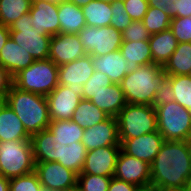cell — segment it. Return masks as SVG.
<instances>
[{
    "instance_id": "cell-6",
    "label": "cell",
    "mask_w": 191,
    "mask_h": 191,
    "mask_svg": "<svg viewBox=\"0 0 191 191\" xmlns=\"http://www.w3.org/2000/svg\"><path fill=\"white\" fill-rule=\"evenodd\" d=\"M116 119L119 139H133L158 130L154 106L127 103Z\"/></svg>"
},
{
    "instance_id": "cell-45",
    "label": "cell",
    "mask_w": 191,
    "mask_h": 191,
    "mask_svg": "<svg viewBox=\"0 0 191 191\" xmlns=\"http://www.w3.org/2000/svg\"><path fill=\"white\" fill-rule=\"evenodd\" d=\"M138 186L117 179L114 176L111 178L108 191H136Z\"/></svg>"
},
{
    "instance_id": "cell-46",
    "label": "cell",
    "mask_w": 191,
    "mask_h": 191,
    "mask_svg": "<svg viewBox=\"0 0 191 191\" xmlns=\"http://www.w3.org/2000/svg\"><path fill=\"white\" fill-rule=\"evenodd\" d=\"M175 17H191V0H176Z\"/></svg>"
},
{
    "instance_id": "cell-27",
    "label": "cell",
    "mask_w": 191,
    "mask_h": 191,
    "mask_svg": "<svg viewBox=\"0 0 191 191\" xmlns=\"http://www.w3.org/2000/svg\"><path fill=\"white\" fill-rule=\"evenodd\" d=\"M163 69L167 76L188 75L191 69V43H178Z\"/></svg>"
},
{
    "instance_id": "cell-19",
    "label": "cell",
    "mask_w": 191,
    "mask_h": 191,
    "mask_svg": "<svg viewBox=\"0 0 191 191\" xmlns=\"http://www.w3.org/2000/svg\"><path fill=\"white\" fill-rule=\"evenodd\" d=\"M30 140L35 162L62 160V152L66 143L61 142L49 129L33 134Z\"/></svg>"
},
{
    "instance_id": "cell-51",
    "label": "cell",
    "mask_w": 191,
    "mask_h": 191,
    "mask_svg": "<svg viewBox=\"0 0 191 191\" xmlns=\"http://www.w3.org/2000/svg\"><path fill=\"white\" fill-rule=\"evenodd\" d=\"M186 191H191V177L188 179L185 187Z\"/></svg>"
},
{
    "instance_id": "cell-54",
    "label": "cell",
    "mask_w": 191,
    "mask_h": 191,
    "mask_svg": "<svg viewBox=\"0 0 191 191\" xmlns=\"http://www.w3.org/2000/svg\"><path fill=\"white\" fill-rule=\"evenodd\" d=\"M101 1H104L106 3H113L115 0H101Z\"/></svg>"
},
{
    "instance_id": "cell-24",
    "label": "cell",
    "mask_w": 191,
    "mask_h": 191,
    "mask_svg": "<svg viewBox=\"0 0 191 191\" xmlns=\"http://www.w3.org/2000/svg\"><path fill=\"white\" fill-rule=\"evenodd\" d=\"M149 44L152 54V63L164 66L176 50L178 41L170 29L151 34Z\"/></svg>"
},
{
    "instance_id": "cell-32",
    "label": "cell",
    "mask_w": 191,
    "mask_h": 191,
    "mask_svg": "<svg viewBox=\"0 0 191 191\" xmlns=\"http://www.w3.org/2000/svg\"><path fill=\"white\" fill-rule=\"evenodd\" d=\"M86 153L87 150L82 141L74 142L65 146L62 152V160L56 162L79 175L85 163Z\"/></svg>"
},
{
    "instance_id": "cell-4",
    "label": "cell",
    "mask_w": 191,
    "mask_h": 191,
    "mask_svg": "<svg viewBox=\"0 0 191 191\" xmlns=\"http://www.w3.org/2000/svg\"><path fill=\"white\" fill-rule=\"evenodd\" d=\"M12 78L19 89L48 96L59 85L58 66L50 59L35 60Z\"/></svg>"
},
{
    "instance_id": "cell-22",
    "label": "cell",
    "mask_w": 191,
    "mask_h": 191,
    "mask_svg": "<svg viewBox=\"0 0 191 191\" xmlns=\"http://www.w3.org/2000/svg\"><path fill=\"white\" fill-rule=\"evenodd\" d=\"M35 60L21 46L9 37L0 52V65L13 77L20 70L27 68Z\"/></svg>"
},
{
    "instance_id": "cell-39",
    "label": "cell",
    "mask_w": 191,
    "mask_h": 191,
    "mask_svg": "<svg viewBox=\"0 0 191 191\" xmlns=\"http://www.w3.org/2000/svg\"><path fill=\"white\" fill-rule=\"evenodd\" d=\"M170 30L177 39L178 43H191V17L171 18Z\"/></svg>"
},
{
    "instance_id": "cell-48",
    "label": "cell",
    "mask_w": 191,
    "mask_h": 191,
    "mask_svg": "<svg viewBox=\"0 0 191 191\" xmlns=\"http://www.w3.org/2000/svg\"><path fill=\"white\" fill-rule=\"evenodd\" d=\"M0 191H9V179L0 174Z\"/></svg>"
},
{
    "instance_id": "cell-29",
    "label": "cell",
    "mask_w": 191,
    "mask_h": 191,
    "mask_svg": "<svg viewBox=\"0 0 191 191\" xmlns=\"http://www.w3.org/2000/svg\"><path fill=\"white\" fill-rule=\"evenodd\" d=\"M111 3L101 0H93L82 7L87 26L104 27L111 26Z\"/></svg>"
},
{
    "instance_id": "cell-12",
    "label": "cell",
    "mask_w": 191,
    "mask_h": 191,
    "mask_svg": "<svg viewBox=\"0 0 191 191\" xmlns=\"http://www.w3.org/2000/svg\"><path fill=\"white\" fill-rule=\"evenodd\" d=\"M87 53L77 34L59 33L50 39L48 59L57 66L72 62L86 56Z\"/></svg>"
},
{
    "instance_id": "cell-18",
    "label": "cell",
    "mask_w": 191,
    "mask_h": 191,
    "mask_svg": "<svg viewBox=\"0 0 191 191\" xmlns=\"http://www.w3.org/2000/svg\"><path fill=\"white\" fill-rule=\"evenodd\" d=\"M94 71L91 55L87 54L82 58L58 66L59 84L73 89L83 88Z\"/></svg>"
},
{
    "instance_id": "cell-7",
    "label": "cell",
    "mask_w": 191,
    "mask_h": 191,
    "mask_svg": "<svg viewBox=\"0 0 191 191\" xmlns=\"http://www.w3.org/2000/svg\"><path fill=\"white\" fill-rule=\"evenodd\" d=\"M158 132L165 141H191V112L176 101L155 107Z\"/></svg>"
},
{
    "instance_id": "cell-28",
    "label": "cell",
    "mask_w": 191,
    "mask_h": 191,
    "mask_svg": "<svg viewBox=\"0 0 191 191\" xmlns=\"http://www.w3.org/2000/svg\"><path fill=\"white\" fill-rule=\"evenodd\" d=\"M108 117L109 116L105 112L94 105L89 99L82 98L71 120L83 129H87L95 124L103 122Z\"/></svg>"
},
{
    "instance_id": "cell-15",
    "label": "cell",
    "mask_w": 191,
    "mask_h": 191,
    "mask_svg": "<svg viewBox=\"0 0 191 191\" xmlns=\"http://www.w3.org/2000/svg\"><path fill=\"white\" fill-rule=\"evenodd\" d=\"M59 4L47 0H32L30 16L33 30L40 35H57L60 33V21L58 16Z\"/></svg>"
},
{
    "instance_id": "cell-41",
    "label": "cell",
    "mask_w": 191,
    "mask_h": 191,
    "mask_svg": "<svg viewBox=\"0 0 191 191\" xmlns=\"http://www.w3.org/2000/svg\"><path fill=\"white\" fill-rule=\"evenodd\" d=\"M127 14L133 21H142L147 9L148 0H123Z\"/></svg>"
},
{
    "instance_id": "cell-8",
    "label": "cell",
    "mask_w": 191,
    "mask_h": 191,
    "mask_svg": "<svg viewBox=\"0 0 191 191\" xmlns=\"http://www.w3.org/2000/svg\"><path fill=\"white\" fill-rule=\"evenodd\" d=\"M10 38L28 52L34 60H46L49 57L51 35H40L33 30L30 13L24 14L10 27Z\"/></svg>"
},
{
    "instance_id": "cell-35",
    "label": "cell",
    "mask_w": 191,
    "mask_h": 191,
    "mask_svg": "<svg viewBox=\"0 0 191 191\" xmlns=\"http://www.w3.org/2000/svg\"><path fill=\"white\" fill-rule=\"evenodd\" d=\"M112 177L80 173L77 187L81 191H108Z\"/></svg>"
},
{
    "instance_id": "cell-3",
    "label": "cell",
    "mask_w": 191,
    "mask_h": 191,
    "mask_svg": "<svg viewBox=\"0 0 191 191\" xmlns=\"http://www.w3.org/2000/svg\"><path fill=\"white\" fill-rule=\"evenodd\" d=\"M166 78L162 66L150 63L128 73L120 86L127 103L153 106L156 91Z\"/></svg>"
},
{
    "instance_id": "cell-14",
    "label": "cell",
    "mask_w": 191,
    "mask_h": 191,
    "mask_svg": "<svg viewBox=\"0 0 191 191\" xmlns=\"http://www.w3.org/2000/svg\"><path fill=\"white\" fill-rule=\"evenodd\" d=\"M164 142L163 136L157 130L133 139H120V146L124 153L151 165Z\"/></svg>"
},
{
    "instance_id": "cell-30",
    "label": "cell",
    "mask_w": 191,
    "mask_h": 191,
    "mask_svg": "<svg viewBox=\"0 0 191 191\" xmlns=\"http://www.w3.org/2000/svg\"><path fill=\"white\" fill-rule=\"evenodd\" d=\"M48 129L61 142L70 145L74 142H80L83 138L84 129L72 120L51 121Z\"/></svg>"
},
{
    "instance_id": "cell-36",
    "label": "cell",
    "mask_w": 191,
    "mask_h": 191,
    "mask_svg": "<svg viewBox=\"0 0 191 191\" xmlns=\"http://www.w3.org/2000/svg\"><path fill=\"white\" fill-rule=\"evenodd\" d=\"M43 187L37 173H32L9 179V191H42Z\"/></svg>"
},
{
    "instance_id": "cell-23",
    "label": "cell",
    "mask_w": 191,
    "mask_h": 191,
    "mask_svg": "<svg viewBox=\"0 0 191 191\" xmlns=\"http://www.w3.org/2000/svg\"><path fill=\"white\" fill-rule=\"evenodd\" d=\"M30 138L31 136L26 132L19 117L11 107L5 103V100L1 99L0 141L30 140Z\"/></svg>"
},
{
    "instance_id": "cell-2",
    "label": "cell",
    "mask_w": 191,
    "mask_h": 191,
    "mask_svg": "<svg viewBox=\"0 0 191 191\" xmlns=\"http://www.w3.org/2000/svg\"><path fill=\"white\" fill-rule=\"evenodd\" d=\"M5 103L16 113L30 136L48 129L51 121L46 96L21 90L12 84Z\"/></svg>"
},
{
    "instance_id": "cell-42",
    "label": "cell",
    "mask_w": 191,
    "mask_h": 191,
    "mask_svg": "<svg viewBox=\"0 0 191 191\" xmlns=\"http://www.w3.org/2000/svg\"><path fill=\"white\" fill-rule=\"evenodd\" d=\"M174 101L171 81L166 78L156 91L153 106L163 105Z\"/></svg>"
},
{
    "instance_id": "cell-37",
    "label": "cell",
    "mask_w": 191,
    "mask_h": 191,
    "mask_svg": "<svg viewBox=\"0 0 191 191\" xmlns=\"http://www.w3.org/2000/svg\"><path fill=\"white\" fill-rule=\"evenodd\" d=\"M124 6L123 0H115L113 3H111V26L121 32H123L133 22V20L127 14Z\"/></svg>"
},
{
    "instance_id": "cell-38",
    "label": "cell",
    "mask_w": 191,
    "mask_h": 191,
    "mask_svg": "<svg viewBox=\"0 0 191 191\" xmlns=\"http://www.w3.org/2000/svg\"><path fill=\"white\" fill-rule=\"evenodd\" d=\"M111 84H113V82L108 75L94 71L92 76L83 85L82 98L90 100L94 92L103 89V86H109Z\"/></svg>"
},
{
    "instance_id": "cell-53",
    "label": "cell",
    "mask_w": 191,
    "mask_h": 191,
    "mask_svg": "<svg viewBox=\"0 0 191 191\" xmlns=\"http://www.w3.org/2000/svg\"><path fill=\"white\" fill-rule=\"evenodd\" d=\"M66 191H81L77 186L72 188V189H68Z\"/></svg>"
},
{
    "instance_id": "cell-16",
    "label": "cell",
    "mask_w": 191,
    "mask_h": 191,
    "mask_svg": "<svg viewBox=\"0 0 191 191\" xmlns=\"http://www.w3.org/2000/svg\"><path fill=\"white\" fill-rule=\"evenodd\" d=\"M121 146L99 147L87 151L81 173L113 177Z\"/></svg>"
},
{
    "instance_id": "cell-34",
    "label": "cell",
    "mask_w": 191,
    "mask_h": 191,
    "mask_svg": "<svg viewBox=\"0 0 191 191\" xmlns=\"http://www.w3.org/2000/svg\"><path fill=\"white\" fill-rule=\"evenodd\" d=\"M142 21L151 35L170 29L171 17L158 8L148 7Z\"/></svg>"
},
{
    "instance_id": "cell-47",
    "label": "cell",
    "mask_w": 191,
    "mask_h": 191,
    "mask_svg": "<svg viewBox=\"0 0 191 191\" xmlns=\"http://www.w3.org/2000/svg\"><path fill=\"white\" fill-rule=\"evenodd\" d=\"M10 37V29L8 26H4L0 24V52L4 45L6 44V41Z\"/></svg>"
},
{
    "instance_id": "cell-49",
    "label": "cell",
    "mask_w": 191,
    "mask_h": 191,
    "mask_svg": "<svg viewBox=\"0 0 191 191\" xmlns=\"http://www.w3.org/2000/svg\"><path fill=\"white\" fill-rule=\"evenodd\" d=\"M136 191H162L161 189H159L158 187L156 186H153V185H147V186H140L137 188Z\"/></svg>"
},
{
    "instance_id": "cell-33",
    "label": "cell",
    "mask_w": 191,
    "mask_h": 191,
    "mask_svg": "<svg viewBox=\"0 0 191 191\" xmlns=\"http://www.w3.org/2000/svg\"><path fill=\"white\" fill-rule=\"evenodd\" d=\"M167 78L171 81L174 101L191 112V77L176 75Z\"/></svg>"
},
{
    "instance_id": "cell-40",
    "label": "cell",
    "mask_w": 191,
    "mask_h": 191,
    "mask_svg": "<svg viewBox=\"0 0 191 191\" xmlns=\"http://www.w3.org/2000/svg\"><path fill=\"white\" fill-rule=\"evenodd\" d=\"M150 33L146 29L143 21H133L123 32L122 41H148Z\"/></svg>"
},
{
    "instance_id": "cell-20",
    "label": "cell",
    "mask_w": 191,
    "mask_h": 191,
    "mask_svg": "<svg viewBox=\"0 0 191 191\" xmlns=\"http://www.w3.org/2000/svg\"><path fill=\"white\" fill-rule=\"evenodd\" d=\"M95 71L105 73L114 84H120L127 75L130 61L123 58L121 51H113L107 55L91 56Z\"/></svg>"
},
{
    "instance_id": "cell-9",
    "label": "cell",
    "mask_w": 191,
    "mask_h": 191,
    "mask_svg": "<svg viewBox=\"0 0 191 191\" xmlns=\"http://www.w3.org/2000/svg\"><path fill=\"white\" fill-rule=\"evenodd\" d=\"M77 35L84 50L91 56L118 51L122 44V32L112 26H85Z\"/></svg>"
},
{
    "instance_id": "cell-50",
    "label": "cell",
    "mask_w": 191,
    "mask_h": 191,
    "mask_svg": "<svg viewBox=\"0 0 191 191\" xmlns=\"http://www.w3.org/2000/svg\"><path fill=\"white\" fill-rule=\"evenodd\" d=\"M67 1L72 2L78 7H83L85 5H88L93 0H67Z\"/></svg>"
},
{
    "instance_id": "cell-17",
    "label": "cell",
    "mask_w": 191,
    "mask_h": 191,
    "mask_svg": "<svg viewBox=\"0 0 191 191\" xmlns=\"http://www.w3.org/2000/svg\"><path fill=\"white\" fill-rule=\"evenodd\" d=\"M82 143L87 151L99 147L120 146L116 117H108L103 122L84 129Z\"/></svg>"
},
{
    "instance_id": "cell-31",
    "label": "cell",
    "mask_w": 191,
    "mask_h": 191,
    "mask_svg": "<svg viewBox=\"0 0 191 191\" xmlns=\"http://www.w3.org/2000/svg\"><path fill=\"white\" fill-rule=\"evenodd\" d=\"M32 0H0V24L10 27L30 11Z\"/></svg>"
},
{
    "instance_id": "cell-44",
    "label": "cell",
    "mask_w": 191,
    "mask_h": 191,
    "mask_svg": "<svg viewBox=\"0 0 191 191\" xmlns=\"http://www.w3.org/2000/svg\"><path fill=\"white\" fill-rule=\"evenodd\" d=\"M12 84V76L5 68L0 65V99L5 100L6 94Z\"/></svg>"
},
{
    "instance_id": "cell-26",
    "label": "cell",
    "mask_w": 191,
    "mask_h": 191,
    "mask_svg": "<svg viewBox=\"0 0 191 191\" xmlns=\"http://www.w3.org/2000/svg\"><path fill=\"white\" fill-rule=\"evenodd\" d=\"M123 58L130 61V66L127 68V74L133 72L141 65L152 63V54L149 41H122L120 46Z\"/></svg>"
},
{
    "instance_id": "cell-10",
    "label": "cell",
    "mask_w": 191,
    "mask_h": 191,
    "mask_svg": "<svg viewBox=\"0 0 191 191\" xmlns=\"http://www.w3.org/2000/svg\"><path fill=\"white\" fill-rule=\"evenodd\" d=\"M82 94L83 88L73 89L59 84L46 96L50 121L71 120Z\"/></svg>"
},
{
    "instance_id": "cell-1",
    "label": "cell",
    "mask_w": 191,
    "mask_h": 191,
    "mask_svg": "<svg viewBox=\"0 0 191 191\" xmlns=\"http://www.w3.org/2000/svg\"><path fill=\"white\" fill-rule=\"evenodd\" d=\"M150 168L151 185L162 191L185 189L191 177V141H165Z\"/></svg>"
},
{
    "instance_id": "cell-11",
    "label": "cell",
    "mask_w": 191,
    "mask_h": 191,
    "mask_svg": "<svg viewBox=\"0 0 191 191\" xmlns=\"http://www.w3.org/2000/svg\"><path fill=\"white\" fill-rule=\"evenodd\" d=\"M35 172L44 189L66 191L77 186V174L59 162H35Z\"/></svg>"
},
{
    "instance_id": "cell-5",
    "label": "cell",
    "mask_w": 191,
    "mask_h": 191,
    "mask_svg": "<svg viewBox=\"0 0 191 191\" xmlns=\"http://www.w3.org/2000/svg\"><path fill=\"white\" fill-rule=\"evenodd\" d=\"M35 171L31 140L0 141V174L7 179Z\"/></svg>"
},
{
    "instance_id": "cell-13",
    "label": "cell",
    "mask_w": 191,
    "mask_h": 191,
    "mask_svg": "<svg viewBox=\"0 0 191 191\" xmlns=\"http://www.w3.org/2000/svg\"><path fill=\"white\" fill-rule=\"evenodd\" d=\"M114 177L138 187L150 185V164L120 150Z\"/></svg>"
},
{
    "instance_id": "cell-56",
    "label": "cell",
    "mask_w": 191,
    "mask_h": 191,
    "mask_svg": "<svg viewBox=\"0 0 191 191\" xmlns=\"http://www.w3.org/2000/svg\"><path fill=\"white\" fill-rule=\"evenodd\" d=\"M42 191H55V190H48V189H44V188H43Z\"/></svg>"
},
{
    "instance_id": "cell-55",
    "label": "cell",
    "mask_w": 191,
    "mask_h": 191,
    "mask_svg": "<svg viewBox=\"0 0 191 191\" xmlns=\"http://www.w3.org/2000/svg\"><path fill=\"white\" fill-rule=\"evenodd\" d=\"M168 191H186L185 189L168 190Z\"/></svg>"
},
{
    "instance_id": "cell-43",
    "label": "cell",
    "mask_w": 191,
    "mask_h": 191,
    "mask_svg": "<svg viewBox=\"0 0 191 191\" xmlns=\"http://www.w3.org/2000/svg\"><path fill=\"white\" fill-rule=\"evenodd\" d=\"M175 4L176 0H148V7L158 8L171 18L175 17Z\"/></svg>"
},
{
    "instance_id": "cell-25",
    "label": "cell",
    "mask_w": 191,
    "mask_h": 191,
    "mask_svg": "<svg viewBox=\"0 0 191 191\" xmlns=\"http://www.w3.org/2000/svg\"><path fill=\"white\" fill-rule=\"evenodd\" d=\"M60 33L78 34L86 25L82 7L65 0L59 4Z\"/></svg>"
},
{
    "instance_id": "cell-21",
    "label": "cell",
    "mask_w": 191,
    "mask_h": 191,
    "mask_svg": "<svg viewBox=\"0 0 191 191\" xmlns=\"http://www.w3.org/2000/svg\"><path fill=\"white\" fill-rule=\"evenodd\" d=\"M90 101L109 117H116L127 104L120 84L114 83L94 92Z\"/></svg>"
},
{
    "instance_id": "cell-52",
    "label": "cell",
    "mask_w": 191,
    "mask_h": 191,
    "mask_svg": "<svg viewBox=\"0 0 191 191\" xmlns=\"http://www.w3.org/2000/svg\"><path fill=\"white\" fill-rule=\"evenodd\" d=\"M47 1L56 3V4H60V3L64 2L65 0H47Z\"/></svg>"
}]
</instances>
